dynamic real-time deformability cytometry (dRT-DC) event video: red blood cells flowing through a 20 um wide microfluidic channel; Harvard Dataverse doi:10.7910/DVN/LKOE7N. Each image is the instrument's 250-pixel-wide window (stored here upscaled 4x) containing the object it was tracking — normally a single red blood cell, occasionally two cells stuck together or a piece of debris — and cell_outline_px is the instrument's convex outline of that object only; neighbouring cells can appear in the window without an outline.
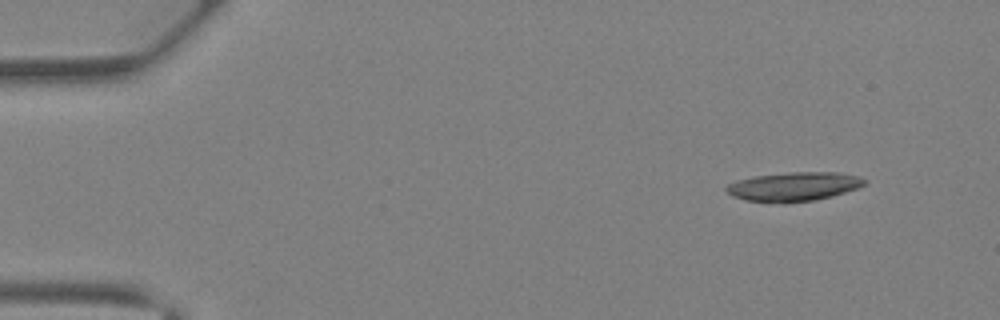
{"species": "Egyptian fruit bat (a non-hibernating species)", "species_latin": "Rousettus aegyptiacus", "temperature_condition": "warm", "stored_images_in_passage": 45, "camera_frame_rate_fps": 3000, "um_per_image_px": 0.085, "animal": {"sex": "female"}, "frame": {"image": 1, "passage_image": 1, "time_ms": 0.0, "image_size_px": [1000, 320], "cell_outline_px": [[868, 180], [864, 184], [856, 188], [832, 196], [812, 200], [784, 204], [780, 204], [744, 200], [732, 196], [724, 188], [728, 184], [736, 180], [756, 176], [788, 172], [836, 172], [856, 176]], "centroid_in_image_um": [67.41, 15.87], "position_along_channel_um": 17.6, "area_um2": 23.41}}
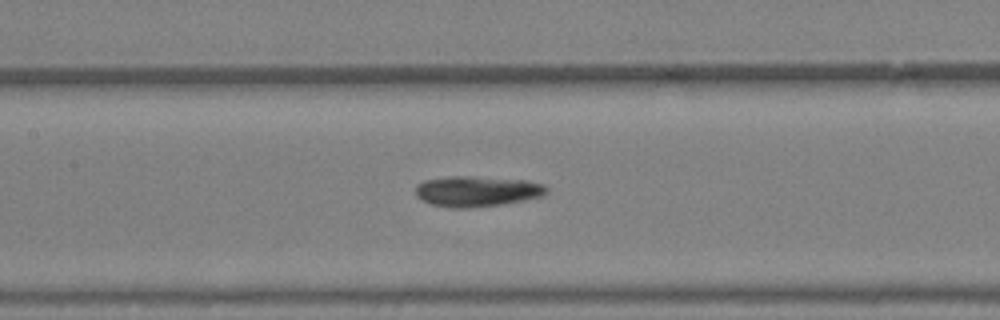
{"frame": {"image": 2, "passage_image": 23, "time_ms": 7.333, "image_size_px": [1000, 320], "cell_outline_px": [[548, 192], [544, 196], [524, 200], [500, 204], [468, 208], [452, 208], [432, 204], [416, 196], [416, 184], [424, 180], [452, 176], [472, 176], [528, 180], [544, 184], [548, 188]], "centroid_in_image_um": [40.58, 16.25], "position_along_channel_um": 166.8, "area_um2": 23.41}}
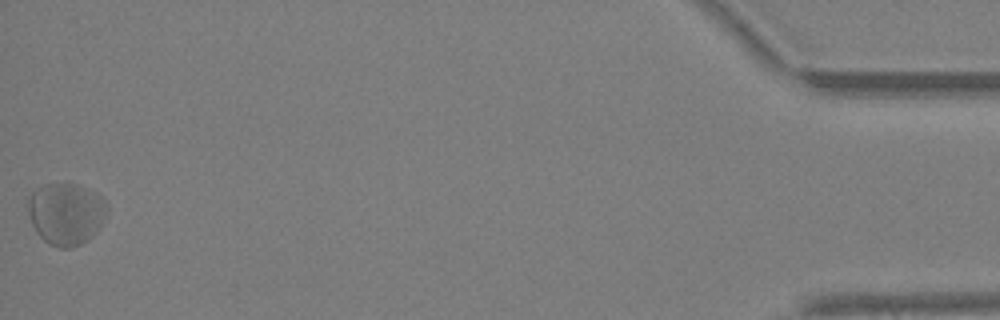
{"frame": {"image": 3, "passage_image": 45, "time_ms": 14.667, "image_size_px": [1000, 320], "cell_outline_px": [[108, 212], [104, 220], [92, 236], [80, 244], [68, 248], [60, 248], [48, 244], [36, 232], [32, 224], [28, 212], [28, 200], [32, 192], [36, 188], [44, 184], [68, 180], [100, 196], [108, 204]], "centroid_in_image_um": [5.6, 18.13], "position_along_channel_um": 429.6, "area_um2": 28.84}, "authors_computed_cell_mechanics": {"area_um2": 23.1778, "velocity_mm_per_s": 4.842, "shape_relaxation_time_tau1_ms": 1.3009, "shape_relaxation_time_tau2_ms": 2.9807, "deformation_change_tau1": 0.0702, "deformation_change_tau2": 0.0965}}